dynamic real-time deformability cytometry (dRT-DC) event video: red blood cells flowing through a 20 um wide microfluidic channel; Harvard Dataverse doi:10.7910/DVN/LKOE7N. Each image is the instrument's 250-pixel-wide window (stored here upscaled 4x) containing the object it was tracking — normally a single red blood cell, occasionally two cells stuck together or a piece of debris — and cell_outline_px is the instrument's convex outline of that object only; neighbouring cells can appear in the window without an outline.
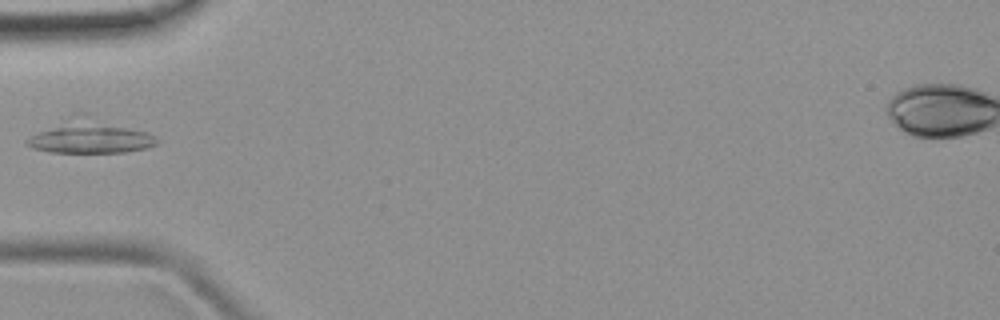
{"species": "common noctule bat (a hibernating species)", "species_latin": "Nyctalus noctula", "temperature_condition": "room temperature", "stored_images_in_passage": 5, "camera_frame_rate_fps": 3000, "um_per_image_px": 0.085, "animal": {"sex": "female", "body_mass_g": 19.9}, "frame": {"image": 1, "passage_image": 5, "time_ms": 5.333, "image_size_px": [1000, 320], "cell_outline_px": [[160, 140], [156, 144], [148, 148], [124, 152], [48, 152], [32, 148], [24, 140], [36, 132], [76, 112], [88, 112], [148, 132]], "centroid_in_image_um": [7.67, 11.55], "position_along_channel_um": 77.3, "area_um2": 26.24}}